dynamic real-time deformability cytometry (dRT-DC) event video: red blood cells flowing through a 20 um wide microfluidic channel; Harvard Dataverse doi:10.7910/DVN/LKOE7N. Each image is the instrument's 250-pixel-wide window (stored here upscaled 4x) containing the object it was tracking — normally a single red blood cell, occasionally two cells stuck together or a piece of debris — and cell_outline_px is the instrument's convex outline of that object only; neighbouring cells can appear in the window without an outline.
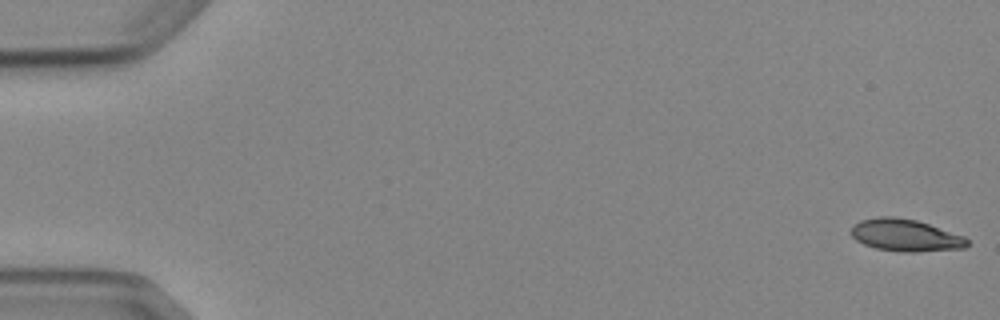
{"species": "Egyptian fruit bat (a non-hibernating species)", "species_latin": "Rousettus aegyptiacus", "temperature_condition": "cold", "stored_images_in_passage": 5, "camera_frame_rate_fps": 3000, "um_per_image_px": 0.085, "animal": {"sex": "female"}, "frame": {"image": 1, "passage_image": 1, "time_ms": 0.0, "image_size_px": [1000, 320], "cell_outline_px": [[968, 244], [964, 248], [916, 252], [904, 252], [876, 248], [864, 244], [856, 240], [852, 236], [852, 228], [860, 220], [880, 216], [892, 216], [916, 220], [964, 236], [968, 240]], "centroid_in_image_um": [76.96, 20.0], "position_along_channel_um": 8.0, "area_um2": 21.5}}